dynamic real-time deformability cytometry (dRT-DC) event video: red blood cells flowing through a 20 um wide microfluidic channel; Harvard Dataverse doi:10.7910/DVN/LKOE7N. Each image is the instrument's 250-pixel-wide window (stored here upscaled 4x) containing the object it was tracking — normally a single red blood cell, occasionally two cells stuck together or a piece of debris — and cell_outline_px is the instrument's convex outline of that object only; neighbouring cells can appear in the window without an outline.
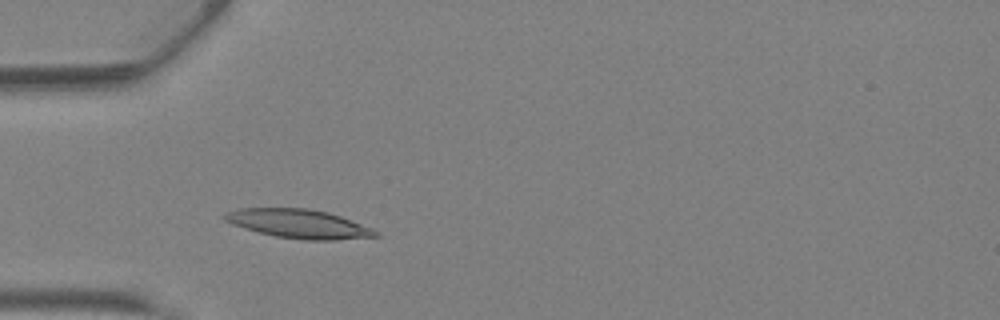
{"species": "Egyptian fruit bat (a non-hibernating species)", "species_latin": "Rousettus aegyptiacus", "temperature_condition": "warm", "stored_images_in_passage": 31, "camera_frame_rate_fps": 3000, "um_per_image_px": 0.085, "animal": {"sex": "female"}, "frame": {"image": 1, "passage_image": 8, "time_ms": 2.333, "image_size_px": [1000, 320], "cell_outline_px": [[380, 236], [336, 240], [304, 240], [276, 236], [244, 228], [232, 224], [224, 220], [220, 216], [224, 212], [240, 208], [308, 208], [328, 212], [340, 216], [372, 228], [380, 232]], "centroid_in_image_um": [25.38, 19.02], "position_along_channel_um": 59.6, "area_um2": 25.49}}
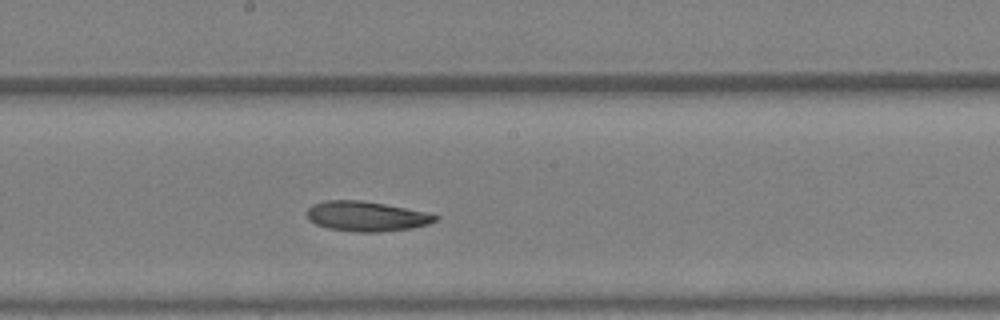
{"frame": {"image": 2, "passage_image": 18, "time_ms": 5.667, "image_size_px": [1000, 320], "cell_outline_px": [[440, 216], [436, 220], [428, 224], [408, 228], [380, 232], [356, 232], [328, 228], [316, 224], [308, 220], [304, 212], [312, 204], [324, 200], [360, 200], [384, 204], [428, 212]], "centroid_in_image_um": [31.09, 18.37], "position_along_channel_um": 217.1, "area_um2": 22.48}}
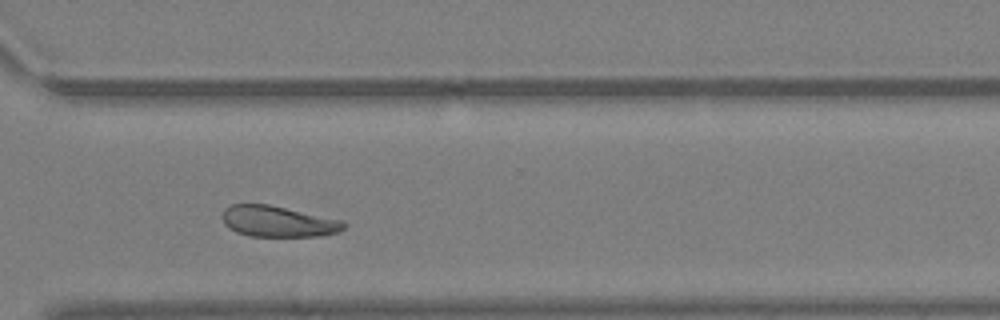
{"frame": {"image": 3, "passage_image": 26, "time_ms": 8.333, "image_size_px": [1000, 320], "cell_outline_px": [[348, 224], [340, 232], [320, 236], [248, 236], [236, 232], [228, 228], [224, 224], [220, 216], [224, 208], [232, 204], [268, 204], [344, 220]], "centroid_in_image_um": [23.63, 18.82], "position_along_channel_um": 347.0, "area_um2": 22.31}, "authors_computed_cell_mechanics": {"area_um2": 23.1778, "velocity_mm_per_s": 4.8882, "shape_relaxation_time_tau1_ms": 9.7014, "shape_relaxation_time_tau2_ms": 9.3374, "deformation_change_tau1": 0.212, "deformation_change_tau2": 0.2133}}